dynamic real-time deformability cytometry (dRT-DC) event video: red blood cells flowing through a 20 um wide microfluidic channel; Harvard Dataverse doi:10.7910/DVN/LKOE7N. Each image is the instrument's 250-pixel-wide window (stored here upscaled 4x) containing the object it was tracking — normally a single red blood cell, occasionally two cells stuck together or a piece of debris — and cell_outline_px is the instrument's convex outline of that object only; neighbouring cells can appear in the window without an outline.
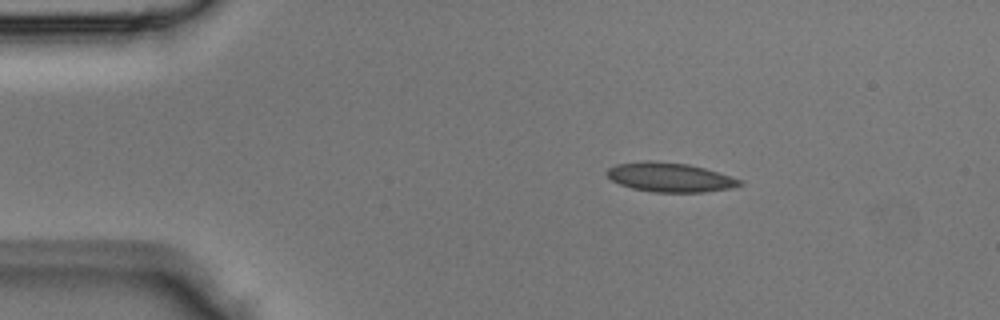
{"species": "Egyptian fruit bat (a non-hibernating species)", "species_latin": "Rousettus aegyptiacus", "temperature_condition": "room temperature", "stored_images_in_passage": 2, "camera_frame_rate_fps": 3000, "um_per_image_px": 0.085, "animal": {"sex": "male"}, "frame": {"image": 1, "passage_image": 1, "time_ms": 0.0, "image_size_px": [1000, 320], "cell_outline_px": [[744, 184], [732, 188], [704, 192], [652, 192], [632, 188], [620, 184], [612, 180], [604, 172], [608, 168], [616, 164], [644, 160], [648, 160], [688, 164], [704, 168], [744, 180]], "centroid_in_image_um": [56.95, 15.07], "position_along_channel_um": 28.1, "area_um2": 22.77}}